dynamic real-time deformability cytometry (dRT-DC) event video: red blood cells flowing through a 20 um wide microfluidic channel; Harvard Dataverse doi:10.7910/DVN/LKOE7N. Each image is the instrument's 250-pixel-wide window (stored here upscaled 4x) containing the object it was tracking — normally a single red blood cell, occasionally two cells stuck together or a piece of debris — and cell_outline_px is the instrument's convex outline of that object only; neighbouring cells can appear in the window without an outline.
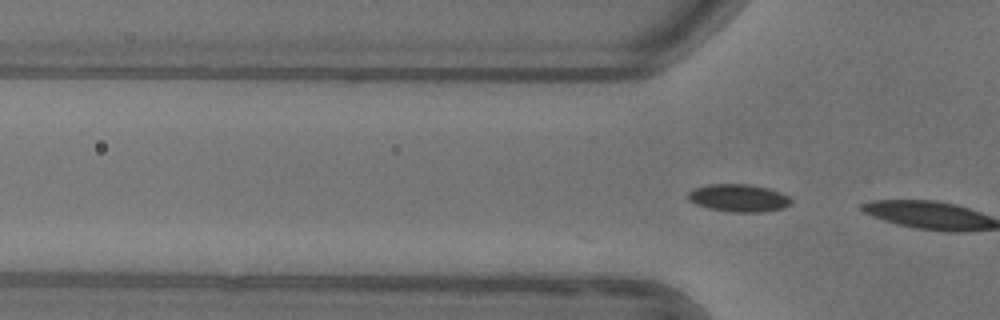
{"species": "common noctule bat (a hibernating species)", "species_latin": "Nyctalus noctula", "temperature_condition": "warm", "stored_images_in_passage": 14, "segment_of_instrument_passage": [2, 2], "camera_frame_rate_fps": 3000, "um_per_image_px": 0.085, "animal": {"sex": "female"}, "frame": {"image": 1, "passage_image": 14, "time_ms": 4.333, "image_size_px": [1000, 320], "cell_outline_px": [[792, 204], [784, 208], [764, 212], [732, 212], [708, 208], [696, 204], [688, 200], [688, 192], [692, 188], [708, 184], [748, 184], [768, 188], [780, 192], [788, 196], [792, 200]], "centroid_in_image_um": [62.78, 16.83], "position_along_channel_um": 63.0, "area_um2": 16.76}}